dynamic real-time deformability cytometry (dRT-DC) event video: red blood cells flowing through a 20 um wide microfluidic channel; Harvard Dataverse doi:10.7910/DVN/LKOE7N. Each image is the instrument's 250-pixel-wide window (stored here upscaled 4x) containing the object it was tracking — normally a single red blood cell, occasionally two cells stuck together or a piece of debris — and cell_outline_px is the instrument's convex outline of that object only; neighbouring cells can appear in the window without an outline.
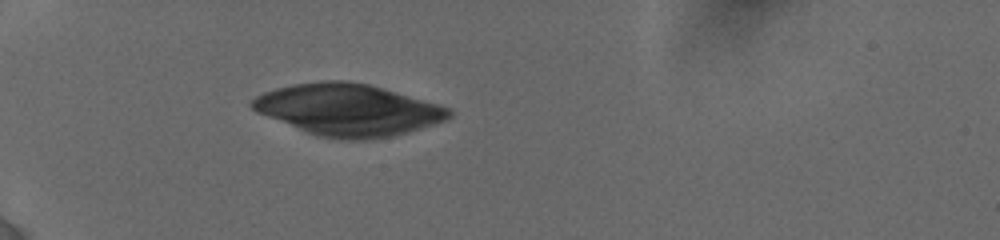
{"species": "human", "species_latin": "Homo sapiens", "temperature_condition": "cold", "stored_images_in_passage": 15, "camera_frame_rate_fps": 3000, "um_per_image_px": 0.085, "donor": {"sex": "female"}, "frame": {"image": 1, "passage_image": 1, "time_ms": 0.0, "image_size_px": [1000, 240], "cell_outline_px": [[452, 116], [448, 120], [408, 132], [392, 136], [368, 140], [340, 140], [316, 136], [304, 132], [256, 112], [248, 104], [256, 96], [264, 92], [276, 88], [292, 84], [324, 80], [344, 80], [368, 84], [396, 92], [436, 104], [448, 108], [452, 112]], "centroid_in_image_um": [29.54, 9.35], "position_along_channel_um": 55.5, "area_um2": 59.48}}